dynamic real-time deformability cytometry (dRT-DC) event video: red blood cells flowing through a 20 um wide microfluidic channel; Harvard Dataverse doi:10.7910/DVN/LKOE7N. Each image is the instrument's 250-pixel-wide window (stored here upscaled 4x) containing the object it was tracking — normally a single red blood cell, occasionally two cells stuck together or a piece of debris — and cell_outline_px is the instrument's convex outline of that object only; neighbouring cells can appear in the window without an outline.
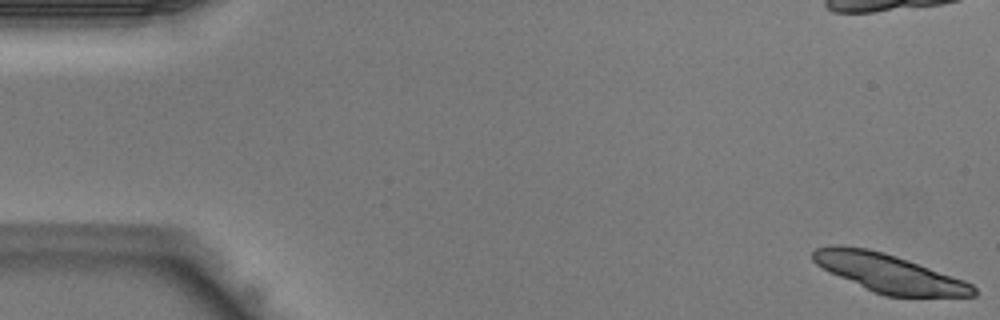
{"species": "Egyptian fruit bat (a non-hibernating species)", "species_latin": "Rousettus aegyptiacus", "temperature_condition": "warm", "stored_images_in_passage": 10, "camera_frame_rate_fps": 3000, "um_per_image_px": 0.085, "animal": {"sex": "male"}, "frame": {"image": 1, "passage_image": 1, "time_ms": 0.0, "image_size_px": [1000, 320], "cell_outline_px": [[976, 296], [884, 296], [872, 292], [828, 272], [816, 264], [812, 260], [812, 252], [816, 248], [832, 244], [840, 244], [868, 248], [884, 252], [908, 260], [964, 280], [972, 284], [976, 288]], "centroid_in_image_um": [75.49, 23.2], "position_along_channel_um": 9.5, "area_um2": 36.07}}